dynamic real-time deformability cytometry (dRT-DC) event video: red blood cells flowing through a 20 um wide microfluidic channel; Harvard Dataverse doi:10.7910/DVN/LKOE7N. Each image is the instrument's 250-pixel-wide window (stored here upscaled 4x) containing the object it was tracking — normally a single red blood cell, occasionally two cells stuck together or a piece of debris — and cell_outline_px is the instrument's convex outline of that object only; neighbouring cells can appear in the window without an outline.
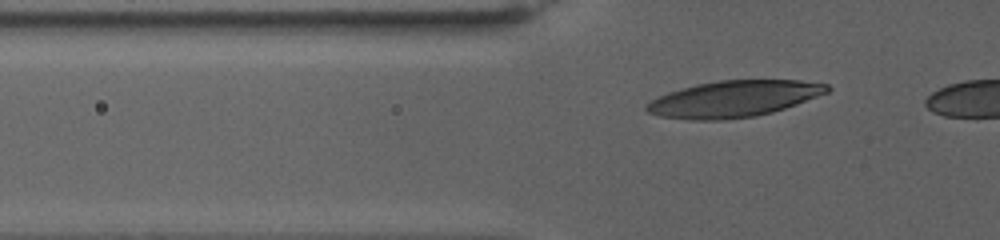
{"species": "human", "species_latin": "Homo sapiens", "temperature_condition": "warm", "stored_images_in_passage": 50, "camera_frame_rate_fps": 3000, "um_per_image_px": 0.085, "donor": {"sex": "female"}, "frame": {"image": 1, "passage_image": 9, "time_ms": 2.667, "image_size_px": [1000, 240], "cell_outline_px": [[832, 88], [828, 92], [796, 104], [772, 112], [756, 116], [724, 120], [688, 120], [660, 116], [648, 112], [644, 108], [644, 104], [668, 92], [696, 84], [720, 80], [800, 80], [828, 84]], "centroid_in_image_um": [62.36, 8.4], "position_along_channel_um": 63.4, "area_um2": 38.26}}
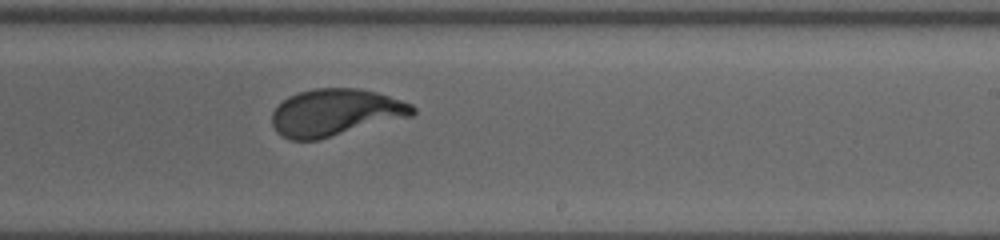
{"frame": {"image": 2, "passage_image": 32, "time_ms": 10.333, "image_size_px": [1000, 240], "cell_outline_px": [[416, 112], [412, 116], [316, 140], [288, 140], [280, 136], [276, 132], [272, 124], [272, 112], [288, 96], [300, 92], [316, 88], [360, 88], [376, 92], [412, 104], [416, 108]], "centroid_in_image_um": [28.5, 9.57], "position_along_channel_um": 260.5, "area_um2": 38.44}}
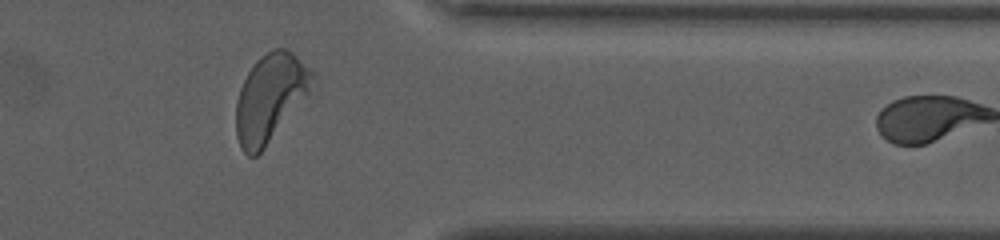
{"frame": {"image": 3, "passage_image": 47, "time_ms": 15.333, "image_size_px": [1000, 240], "cell_outline_px": [[316, 76], [308, 96], [264, 148], [256, 156], [248, 156], [240, 148], [236, 136], [236, 100], [240, 88], [248, 72], [256, 60], [260, 56], [272, 48], [284, 48], [292, 52], [316, 72]], "centroid_in_image_um": [22.98, 8.29], "position_along_channel_um": 388.4, "area_um2": 39.3}}